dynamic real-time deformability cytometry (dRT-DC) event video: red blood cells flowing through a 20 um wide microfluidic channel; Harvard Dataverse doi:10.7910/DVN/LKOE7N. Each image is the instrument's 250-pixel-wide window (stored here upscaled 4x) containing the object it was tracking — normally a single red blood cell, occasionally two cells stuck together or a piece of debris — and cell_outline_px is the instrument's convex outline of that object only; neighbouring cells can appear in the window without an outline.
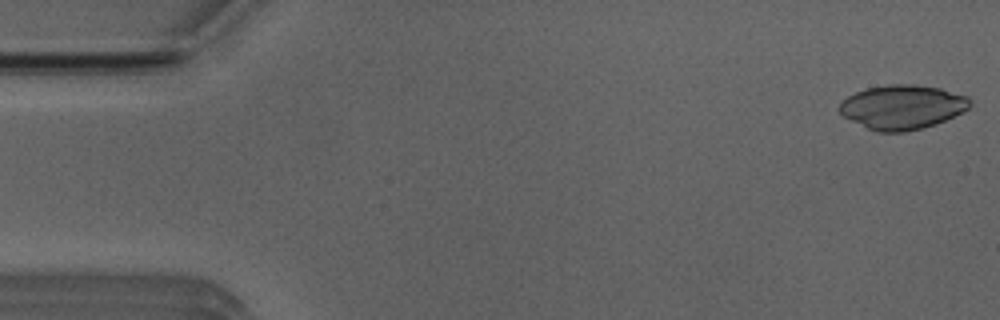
{"species": "Egyptian fruit bat (a non-hibernating species)", "species_latin": "Rousettus aegyptiacus", "temperature_condition": "room temperature", "stored_images_in_passage": 10, "camera_frame_rate_fps": 3000, "um_per_image_px": 0.085, "animal": {"sex": "male"}, "frame": {"image": 1, "passage_image": 1, "time_ms": 0.0, "image_size_px": [1000, 320], "cell_outline_px": [[972, 104], [964, 112], [936, 124], [904, 132], [876, 132], [844, 116], [836, 108], [848, 96], [856, 92], [868, 88], [892, 84], [916, 84], [940, 88], [968, 96], [972, 100]], "centroid_in_image_um": [76.74, 9.09], "position_along_channel_um": 8.3, "area_um2": 33.64}}